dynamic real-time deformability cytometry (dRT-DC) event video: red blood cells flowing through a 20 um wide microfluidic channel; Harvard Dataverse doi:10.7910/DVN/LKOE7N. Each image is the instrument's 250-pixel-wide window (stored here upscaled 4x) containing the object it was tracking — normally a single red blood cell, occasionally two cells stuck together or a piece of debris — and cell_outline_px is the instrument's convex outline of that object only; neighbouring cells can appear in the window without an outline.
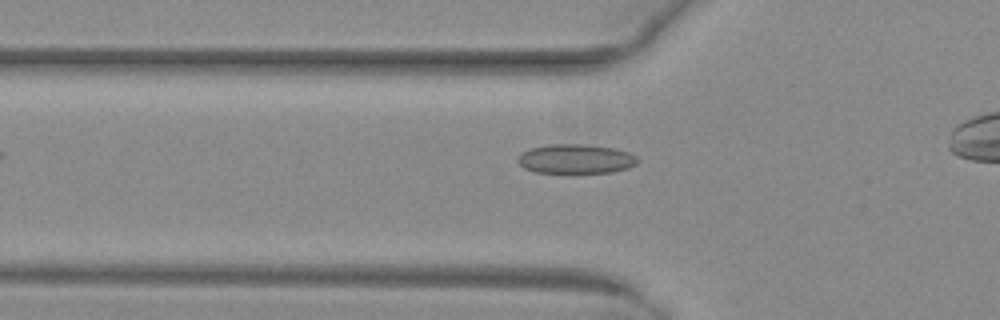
{"species": "common noctule bat (a hibernating species)", "species_latin": "Nyctalus noctula", "temperature_condition": "warm", "stored_images_in_passage": 32, "camera_frame_rate_fps": 3000, "um_per_image_px": 0.085, "animal": {"sex": "female", "body_mass_g": 29.2, "forearm_length_mm": 56.3}, "frame": {"image": 1, "passage_image": 5, "time_ms": 1.333, "image_size_px": [1000, 320], "cell_outline_px": [[636, 164], [628, 168], [612, 172], [536, 172], [524, 168], [516, 160], [516, 156], [520, 152], [532, 148], [548, 144], [584, 144], [616, 148], [628, 152], [636, 156]], "centroid_in_image_um": [48.9, 13.49], "position_along_channel_um": 76.9, "area_um2": 20.46}}
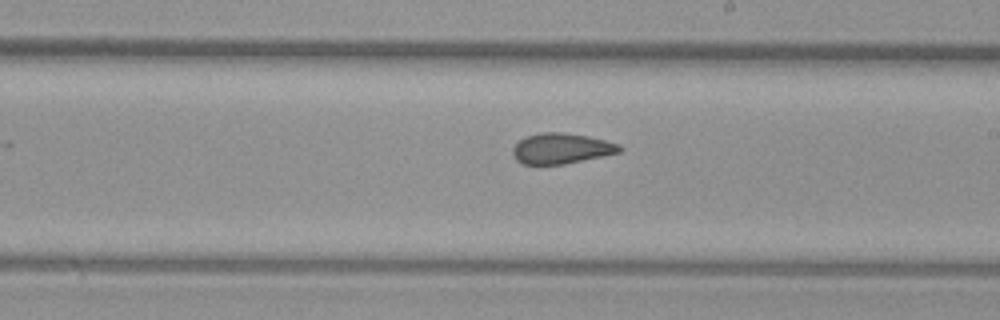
{"frame": {"image": 2, "passage_image": 17, "time_ms": 5.333, "image_size_px": [1000, 320], "cell_outline_px": [[624, 148], [620, 152], [604, 156], [564, 164], [520, 164], [512, 156], [512, 148], [520, 140], [528, 136], [540, 132], [564, 132], [588, 136], [620, 144]], "centroid_in_image_um": [47.72, 12.62], "position_along_channel_um": 241.3, "area_um2": 19.13}}
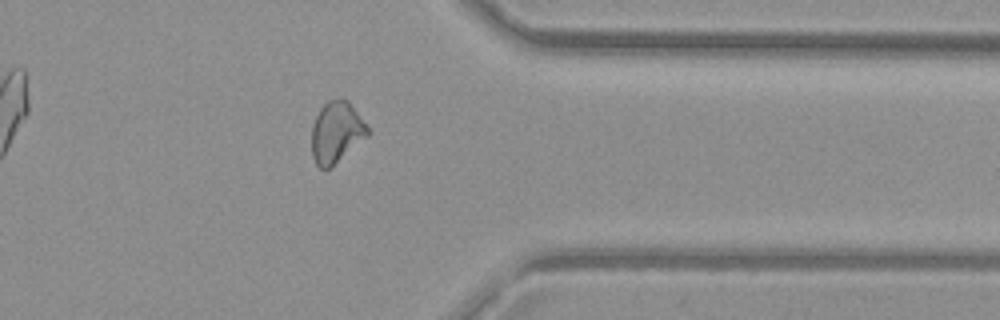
{"frame": {"image": 3, "passage_image": 28, "time_ms": 9.0, "image_size_px": [1000, 320], "cell_outline_px": [[368, 136], [328, 168], [320, 168], [316, 164], [312, 156], [312, 124], [320, 108], [328, 100], [348, 100], [368, 128]], "centroid_in_image_um": [28.56, 11.23], "position_along_channel_um": 382.8, "area_um2": 19.42}, "authors_computed_cell_mechanics": {"area_um2": 19.5942, "velocity_mm_per_s": 4.1021, "shape_relaxation_time_tau1_ms": null, "shape_relaxation_time_tau2_ms": 1.6607, "deformation_change_tau1": null, "deformation_change_tau2": 0.0833}}